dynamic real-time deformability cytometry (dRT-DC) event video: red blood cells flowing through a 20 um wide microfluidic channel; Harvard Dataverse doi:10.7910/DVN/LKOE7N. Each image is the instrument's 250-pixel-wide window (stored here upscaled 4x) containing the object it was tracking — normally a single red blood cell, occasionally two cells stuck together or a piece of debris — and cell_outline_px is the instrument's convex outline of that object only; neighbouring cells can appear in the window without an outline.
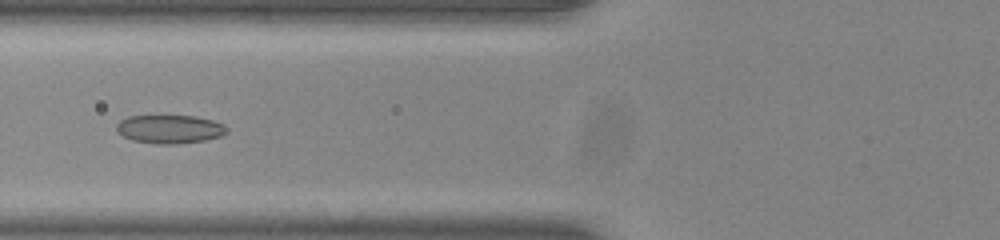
{"species": "common noctule bat (a hibernating species)", "species_latin": "Nyctalus noctula", "temperature_condition": "room temperature", "stored_images_in_passage": 53, "camera_frame_rate_fps": 3000, "um_per_image_px": 0.085, "animal": {"sex": "male", "body_mass_g": 20.0, "forearm_length_mm": 53.3}, "frame": {"image": 1, "passage_image": 22, "time_ms": 7.0, "image_size_px": [1000, 240], "cell_outline_px": [[228, 132], [220, 136], [204, 140], [172, 144], [156, 144], [132, 140], [116, 132], [116, 124], [120, 120], [128, 116], [196, 116], [212, 120], [224, 124], [228, 128]], "centroid_in_image_um": [14.41, 10.97], "position_along_channel_um": 111.4, "area_um2": 18.32}}
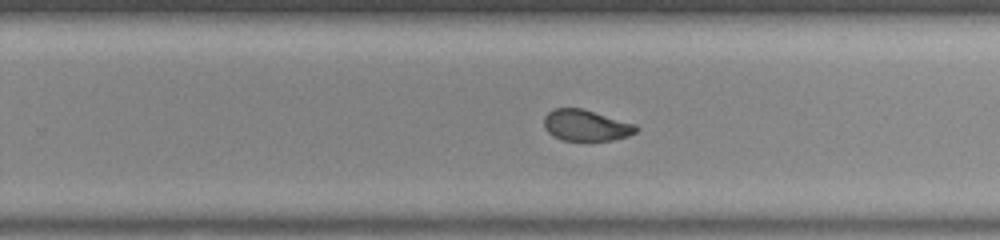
{"frame": {"image": 2, "passage_image": 35, "time_ms": 11.333, "image_size_px": [1000, 240], "cell_outline_px": [[640, 128], [636, 132], [628, 136], [612, 140], [560, 140], [552, 136], [544, 128], [544, 116], [552, 108], [580, 108], [636, 124]], "centroid_in_image_um": [49.79, 10.66], "position_along_channel_um": 280.0, "area_um2": 16.76}}
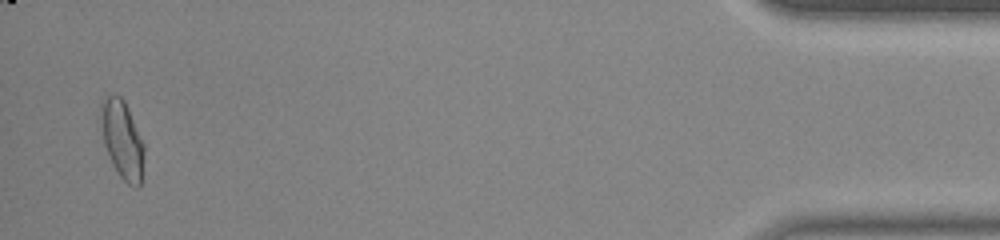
{"frame": {"image": 3, "passage_image": 52, "time_ms": 17.0, "image_size_px": [1000, 240], "cell_outline_px": [[144, 152], [140, 184], [136, 188], [128, 184], [120, 176], [112, 164], [104, 144], [100, 116], [100, 104], [104, 96], [112, 92], [116, 92], [124, 100], [128, 108], [144, 144]], "centroid_in_image_um": [10.37, 11.8], "position_along_channel_um": 424.8, "area_um2": 19.77}, "authors_computed_cell_mechanics": {"area_um2": 18.6116, "velocity_mm_per_s": 3.8965, "shape_relaxation_time_tau1_ms": null, "shape_relaxation_time_tau2_ms": 1.1614, "deformation_change_tau1": null, "deformation_change_tau2": 0.0547}}